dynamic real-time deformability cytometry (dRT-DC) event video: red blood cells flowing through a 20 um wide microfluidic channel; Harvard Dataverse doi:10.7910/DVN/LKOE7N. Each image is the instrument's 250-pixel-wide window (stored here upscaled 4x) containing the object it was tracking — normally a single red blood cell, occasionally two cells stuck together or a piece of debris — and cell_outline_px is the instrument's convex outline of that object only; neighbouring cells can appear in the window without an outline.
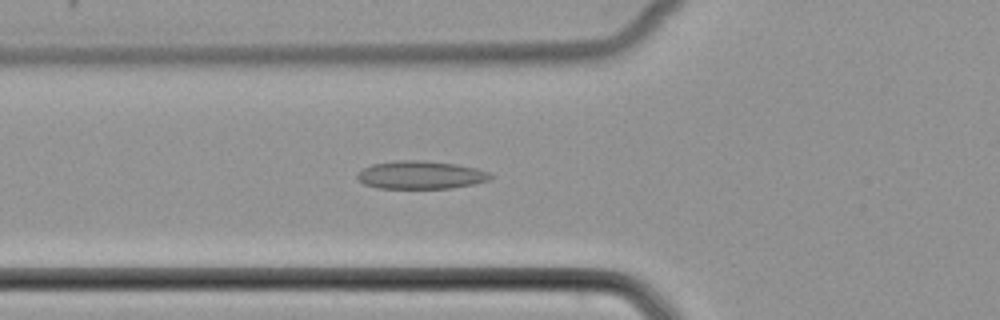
{"species": "common noctule bat (a hibernating species)", "species_latin": "Nyctalus noctula", "temperature_condition": "cold", "stored_images_in_passage": 34, "camera_frame_rate_fps": 3000, "um_per_image_px": 0.085, "animal": {"sex": "female", "body_mass_g": 22.7, "forearm_length_mm": 54.2}, "frame": {"image": 1, "passage_image": 2, "time_ms": 0.333, "image_size_px": [1000, 320], "cell_outline_px": [[492, 176], [488, 180], [472, 184], [452, 188], [376, 188], [364, 184], [356, 176], [364, 168], [372, 164], [396, 160], [424, 160], [456, 164], [476, 168], [488, 172]], "centroid_in_image_um": [35.74, 14.86], "position_along_channel_um": 90.1, "area_um2": 21.62}}
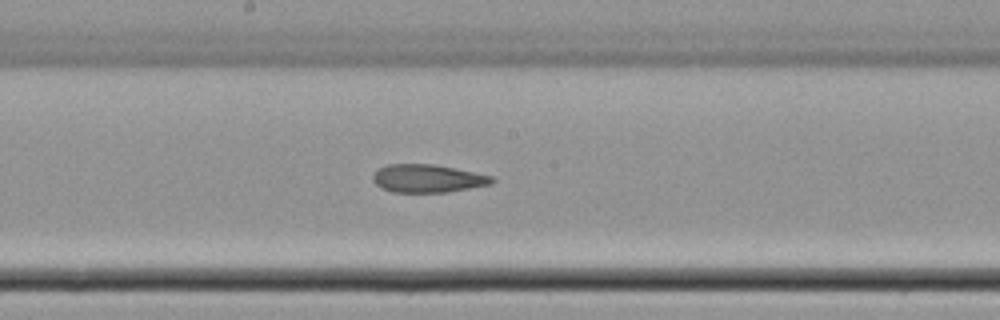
{"frame": {"image": 2, "passage_image": 11, "time_ms": 3.333, "image_size_px": [1000, 320], "cell_outline_px": [[496, 180], [492, 184], [448, 192], [392, 192], [380, 188], [372, 180], [372, 176], [380, 168], [388, 164], [432, 164], [492, 176]], "centroid_in_image_um": [36.33, 15.18], "position_along_channel_um": 211.9, "area_um2": 19.31}}
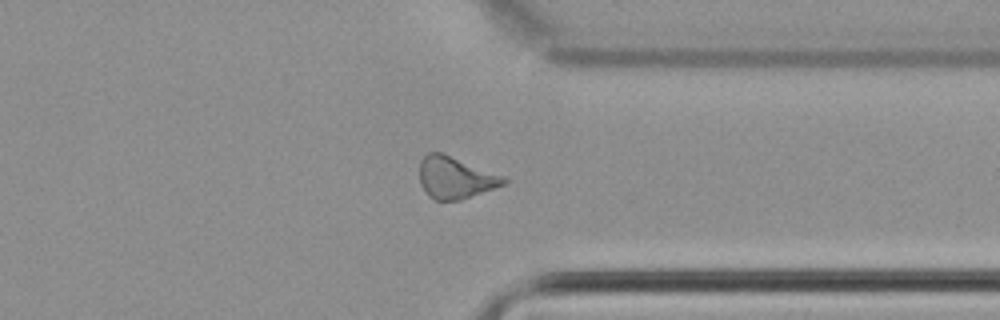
{"frame": {"image": 3, "passage_image": 23, "time_ms": 7.333, "image_size_px": [1000, 320], "cell_outline_px": [[508, 180], [504, 184], [460, 200], [436, 200], [428, 196], [420, 184], [420, 160], [428, 152], [444, 152], [504, 176]], "centroid_in_image_um": [38.68, 15.08], "position_along_channel_um": 372.7, "area_um2": 20.58}}